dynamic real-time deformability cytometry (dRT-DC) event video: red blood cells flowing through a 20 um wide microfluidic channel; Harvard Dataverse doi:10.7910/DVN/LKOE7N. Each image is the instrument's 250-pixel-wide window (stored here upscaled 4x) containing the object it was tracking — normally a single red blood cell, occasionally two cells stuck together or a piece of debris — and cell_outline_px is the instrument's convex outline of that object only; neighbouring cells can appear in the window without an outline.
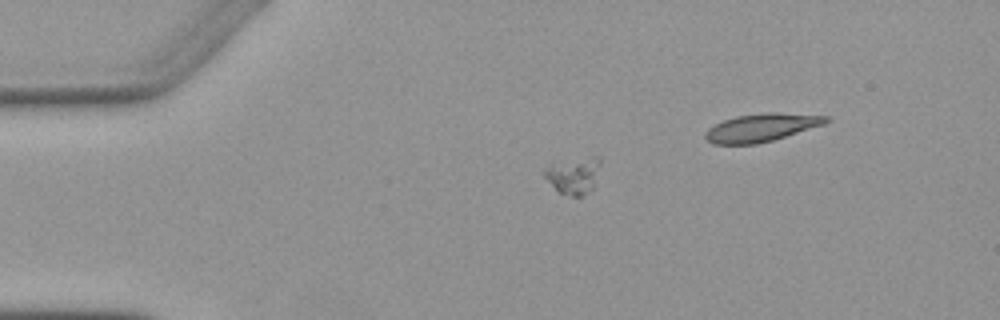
{"species": "Egyptian fruit bat (a non-hibernating species)", "species_latin": "Rousettus aegyptiacus", "temperature_condition": "warm", "stored_images_in_passage": 4, "segment_of_instrument_passage": [1, 2], "camera_frame_rate_fps": 3000, "um_per_image_px": 0.085, "animal": {"sex": "female"}, "frame": {"image": 1, "passage_image": 2, "time_ms": 1.0, "image_size_px": [1000, 320], "cell_outline_px": [[600, 164], [592, 188], [580, 196], [572, 196], [560, 192], [544, 176], [544, 168], [552, 164], [592, 156], [600, 156]], "centroid_in_image_um": [48.76, 14.89], "position_along_channel_um": 36.2, "area_um2": 11.39}}